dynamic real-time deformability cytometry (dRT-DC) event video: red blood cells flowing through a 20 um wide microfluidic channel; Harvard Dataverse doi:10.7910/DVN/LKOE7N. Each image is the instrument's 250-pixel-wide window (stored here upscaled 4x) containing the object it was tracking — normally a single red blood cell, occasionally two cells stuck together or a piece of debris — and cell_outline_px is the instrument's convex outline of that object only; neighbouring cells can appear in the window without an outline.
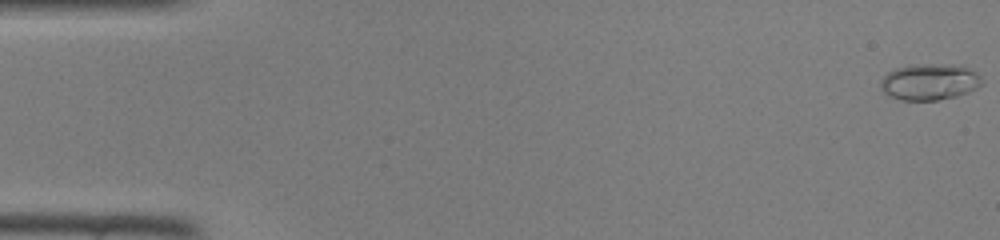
{"species": "common noctule bat (a hibernating species)", "species_latin": "Nyctalus noctula", "temperature_condition": "room temperature", "stored_images_in_passage": 47, "camera_frame_rate_fps": 3000, "um_per_image_px": 0.085, "animal": {"sex": "female", "body_mass_g": 22.0, "forearm_length_mm": 56.7}, "frame": {"image": 1, "passage_image": 1, "time_ms": 0.0, "image_size_px": [1000, 240], "cell_outline_px": [[984, 84], [968, 92], [956, 96], [936, 100], [900, 100], [888, 96], [880, 88], [880, 80], [888, 72], [896, 68], [916, 64], [964, 64], [976, 72], [980, 76]], "centroid_in_image_um": [79.03, 6.95], "position_along_channel_um": 6.0, "area_um2": 21.79}}
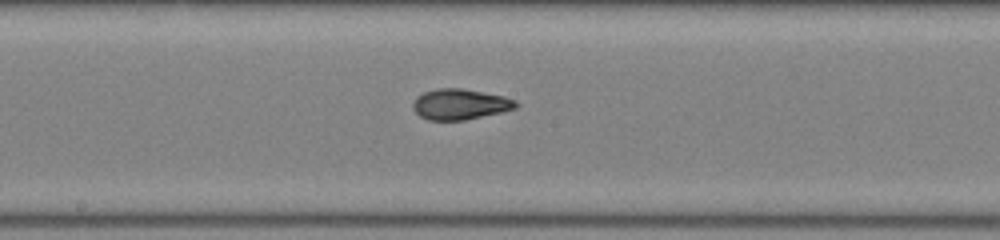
{"frame": {"image": 2, "passage_image": 25, "time_ms": 8.0, "image_size_px": [1000, 240], "cell_outline_px": [[520, 104], [516, 108], [500, 112], [464, 120], [428, 120], [420, 116], [412, 108], [412, 104], [416, 96], [424, 92], [436, 88], [460, 88], [504, 96], [516, 100]], "centroid_in_image_um": [39.09, 8.85], "position_along_channel_um": 209.1, "area_um2": 18.38}}
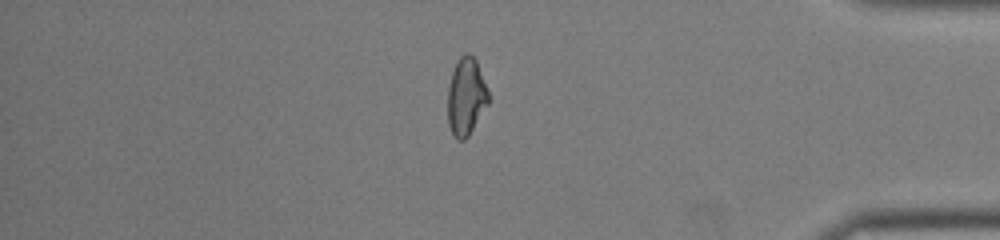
{"frame": {"image": 3, "passage_image": 40, "time_ms": 13.0, "image_size_px": [1000, 240], "cell_outline_px": [[492, 100], [468, 136], [464, 140], [456, 140], [448, 124], [448, 84], [456, 60], [464, 52], [468, 52], [476, 60], [488, 88]], "centroid_in_image_um": [39.65, 8.2], "position_along_channel_um": 395.6, "area_um2": 18.9}}